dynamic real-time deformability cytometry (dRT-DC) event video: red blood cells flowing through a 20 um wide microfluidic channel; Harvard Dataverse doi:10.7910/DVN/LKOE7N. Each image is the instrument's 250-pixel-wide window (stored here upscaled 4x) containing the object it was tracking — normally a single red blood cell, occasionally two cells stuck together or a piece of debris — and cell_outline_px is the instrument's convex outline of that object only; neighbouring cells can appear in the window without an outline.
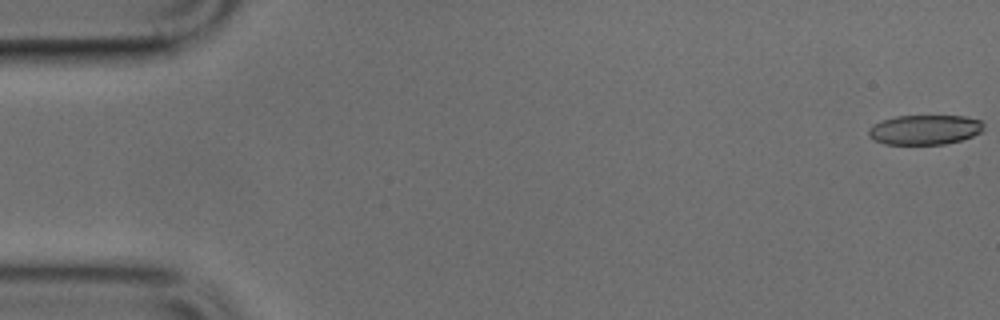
{"species": "common noctule bat (a hibernating species)", "species_latin": "Nyctalus noctula", "temperature_condition": "cold", "stored_images_in_passage": 50, "camera_frame_rate_fps": 3000, "um_per_image_px": 0.085, "animal": {"sex": "male", "body_mass_g": 17.9, "forearm_length_mm": 54.2}, "frame": {"image": 1, "passage_image": 1, "time_ms": 0.0, "image_size_px": [1000, 320], "cell_outline_px": [[984, 128], [980, 132], [972, 136], [960, 140], [944, 144], [884, 144], [868, 136], [868, 128], [872, 124], [896, 116], [964, 116], [980, 120], [984, 124]], "centroid_in_image_um": [78.59, 11.02], "position_along_channel_um": 6.4, "area_um2": 19.88}}
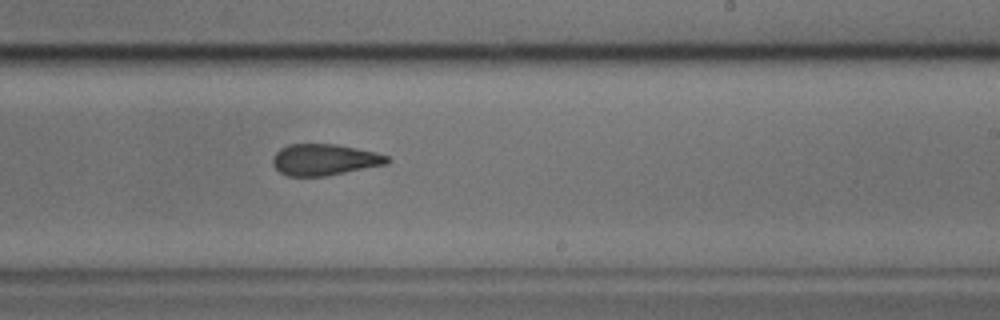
{"frame": {"image": 2, "passage_image": 30, "time_ms": 9.667, "image_size_px": [1000, 320], "cell_outline_px": [[392, 160], [388, 164], [324, 176], [288, 176], [280, 172], [272, 164], [272, 156], [280, 148], [288, 144], [336, 144], [376, 152], [388, 156]], "centroid_in_image_um": [27.58, 13.57], "position_along_channel_um": 261.4, "area_um2": 20.98}}
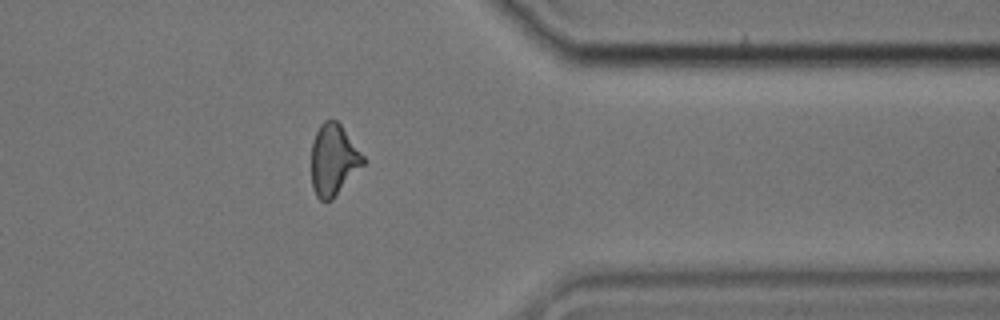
{"frame": {"image": 3, "passage_image": 40, "time_ms": 13.0, "image_size_px": [1000, 320], "cell_outline_px": [[364, 164], [332, 200], [320, 200], [316, 196], [312, 188], [312, 144], [316, 132], [320, 124], [324, 120], [336, 120], [340, 124], [364, 156]], "centroid_in_image_um": [28.34, 13.59], "position_along_channel_um": 383.1, "area_um2": 21.27}}